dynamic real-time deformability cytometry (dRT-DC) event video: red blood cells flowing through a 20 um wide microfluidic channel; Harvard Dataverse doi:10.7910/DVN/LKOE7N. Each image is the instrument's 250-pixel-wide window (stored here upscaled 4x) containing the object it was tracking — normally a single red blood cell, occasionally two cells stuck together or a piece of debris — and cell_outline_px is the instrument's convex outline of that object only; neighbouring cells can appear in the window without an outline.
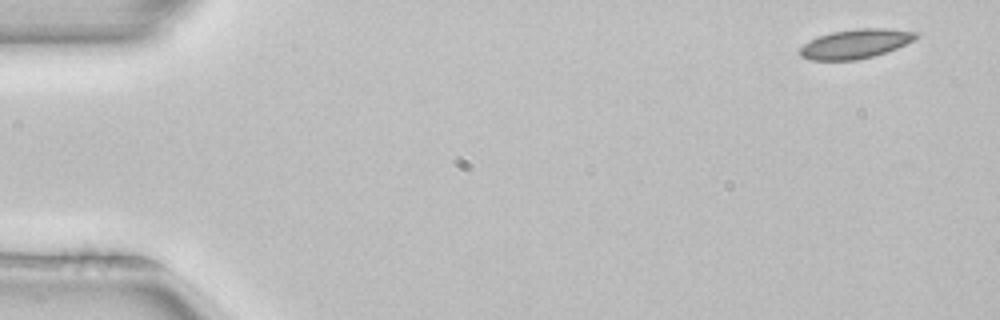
{"species": "common noctule bat (a hibernating species)", "species_latin": "Nyctalus noctula", "temperature_condition": "room temperature", "stored_images_in_passage": 3, "camera_frame_rate_fps": 3000, "um_per_image_px": 0.085, "animal": {"sex": "female", "body_mass_g": 22.7, "forearm_length_mm": 54.2}, "frame": {"image": 1, "passage_image": 1, "time_ms": 0.0, "image_size_px": [1000, 320], "cell_outline_px": [[920, 36], [916, 40], [896, 48], [872, 56], [856, 60], [812, 60], [800, 56], [800, 48], [804, 44], [820, 36], [832, 32], [856, 28], [884, 28], [920, 32]], "centroid_in_image_um": [72.78, 3.71], "position_along_channel_um": 12.2, "area_um2": 19.71}}
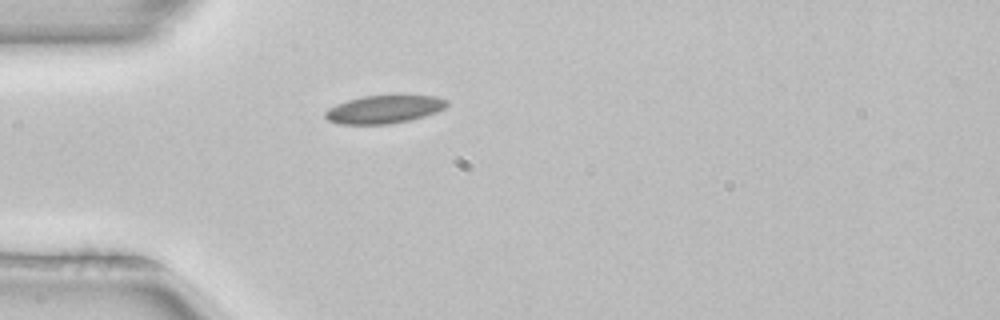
{"frame": {"image": 2, "passage_image": 3, "time_ms": 0.667, "image_size_px": [1000, 320], "cell_outline_px": [[448, 104], [444, 108], [436, 112], [424, 116], [408, 120], [388, 124], [340, 124], [328, 120], [324, 116], [324, 112], [328, 108], [336, 104], [348, 100], [364, 96], [396, 92], [436, 96], [448, 100]], "centroid_in_image_um": [32.69, 9.23], "position_along_channel_um": 52.3, "area_um2": 20.69}}